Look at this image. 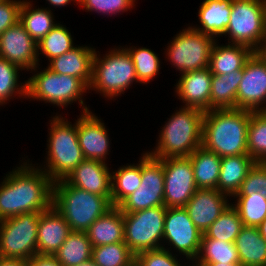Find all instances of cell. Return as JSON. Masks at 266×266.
Wrapping results in <instances>:
<instances>
[{
    "instance_id": "cell-1",
    "label": "cell",
    "mask_w": 266,
    "mask_h": 266,
    "mask_svg": "<svg viewBox=\"0 0 266 266\" xmlns=\"http://www.w3.org/2000/svg\"><path fill=\"white\" fill-rule=\"evenodd\" d=\"M24 162L0 185V220L23 213H41L52 206L53 181L39 167Z\"/></svg>"
},
{
    "instance_id": "cell-2",
    "label": "cell",
    "mask_w": 266,
    "mask_h": 266,
    "mask_svg": "<svg viewBox=\"0 0 266 266\" xmlns=\"http://www.w3.org/2000/svg\"><path fill=\"white\" fill-rule=\"evenodd\" d=\"M250 115L251 111L237 108L205 111L202 146L220 157L248 155Z\"/></svg>"
},
{
    "instance_id": "cell-3",
    "label": "cell",
    "mask_w": 266,
    "mask_h": 266,
    "mask_svg": "<svg viewBox=\"0 0 266 266\" xmlns=\"http://www.w3.org/2000/svg\"><path fill=\"white\" fill-rule=\"evenodd\" d=\"M203 116L198 108H179L162 127L155 150L147 153L156 159L188 157L202 146Z\"/></svg>"
},
{
    "instance_id": "cell-4",
    "label": "cell",
    "mask_w": 266,
    "mask_h": 266,
    "mask_svg": "<svg viewBox=\"0 0 266 266\" xmlns=\"http://www.w3.org/2000/svg\"><path fill=\"white\" fill-rule=\"evenodd\" d=\"M52 206L63 216L72 231L86 232L113 206L103 197L70 185L65 179L53 183Z\"/></svg>"
},
{
    "instance_id": "cell-5",
    "label": "cell",
    "mask_w": 266,
    "mask_h": 266,
    "mask_svg": "<svg viewBox=\"0 0 266 266\" xmlns=\"http://www.w3.org/2000/svg\"><path fill=\"white\" fill-rule=\"evenodd\" d=\"M50 122L47 166L42 170L55 182L66 179L85 158L78 141L77 120L72 125L55 115Z\"/></svg>"
},
{
    "instance_id": "cell-6",
    "label": "cell",
    "mask_w": 266,
    "mask_h": 266,
    "mask_svg": "<svg viewBox=\"0 0 266 266\" xmlns=\"http://www.w3.org/2000/svg\"><path fill=\"white\" fill-rule=\"evenodd\" d=\"M99 57L100 54L95 51L88 90H97L105 98L113 99L125 92L134 81L138 82L134 63L125 48L111 49L104 58Z\"/></svg>"
},
{
    "instance_id": "cell-7",
    "label": "cell",
    "mask_w": 266,
    "mask_h": 266,
    "mask_svg": "<svg viewBox=\"0 0 266 266\" xmlns=\"http://www.w3.org/2000/svg\"><path fill=\"white\" fill-rule=\"evenodd\" d=\"M87 89L88 87L80 79L54 73L49 68L38 73L36 71V74L26 80V96L29 99H39L61 108L78 100L81 107L83 106V113L89 111V108L84 106L82 97Z\"/></svg>"
},
{
    "instance_id": "cell-8",
    "label": "cell",
    "mask_w": 266,
    "mask_h": 266,
    "mask_svg": "<svg viewBox=\"0 0 266 266\" xmlns=\"http://www.w3.org/2000/svg\"><path fill=\"white\" fill-rule=\"evenodd\" d=\"M231 9L224 33L228 43L246 45L255 52L266 37L265 0H232Z\"/></svg>"
},
{
    "instance_id": "cell-9",
    "label": "cell",
    "mask_w": 266,
    "mask_h": 266,
    "mask_svg": "<svg viewBox=\"0 0 266 266\" xmlns=\"http://www.w3.org/2000/svg\"><path fill=\"white\" fill-rule=\"evenodd\" d=\"M167 208L157 206L133 213H123L124 242L136 256L163 247L164 221Z\"/></svg>"
},
{
    "instance_id": "cell-10",
    "label": "cell",
    "mask_w": 266,
    "mask_h": 266,
    "mask_svg": "<svg viewBox=\"0 0 266 266\" xmlns=\"http://www.w3.org/2000/svg\"><path fill=\"white\" fill-rule=\"evenodd\" d=\"M39 218L29 212L0 220V257L29 260L37 254Z\"/></svg>"
},
{
    "instance_id": "cell-11",
    "label": "cell",
    "mask_w": 266,
    "mask_h": 266,
    "mask_svg": "<svg viewBox=\"0 0 266 266\" xmlns=\"http://www.w3.org/2000/svg\"><path fill=\"white\" fill-rule=\"evenodd\" d=\"M216 39L192 28L180 31L167 48V59L181 74L209 68L210 55Z\"/></svg>"
},
{
    "instance_id": "cell-12",
    "label": "cell",
    "mask_w": 266,
    "mask_h": 266,
    "mask_svg": "<svg viewBox=\"0 0 266 266\" xmlns=\"http://www.w3.org/2000/svg\"><path fill=\"white\" fill-rule=\"evenodd\" d=\"M141 185L117 207L122 213H133L157 206H164L163 159L142 155Z\"/></svg>"
},
{
    "instance_id": "cell-13",
    "label": "cell",
    "mask_w": 266,
    "mask_h": 266,
    "mask_svg": "<svg viewBox=\"0 0 266 266\" xmlns=\"http://www.w3.org/2000/svg\"><path fill=\"white\" fill-rule=\"evenodd\" d=\"M164 206L166 208L185 207L195 191L192 163L189 157L163 159Z\"/></svg>"
},
{
    "instance_id": "cell-14",
    "label": "cell",
    "mask_w": 266,
    "mask_h": 266,
    "mask_svg": "<svg viewBox=\"0 0 266 266\" xmlns=\"http://www.w3.org/2000/svg\"><path fill=\"white\" fill-rule=\"evenodd\" d=\"M202 232L194 225L184 207L167 208L163 240L169 242L180 254L185 255L189 261L197 258Z\"/></svg>"
},
{
    "instance_id": "cell-15",
    "label": "cell",
    "mask_w": 266,
    "mask_h": 266,
    "mask_svg": "<svg viewBox=\"0 0 266 266\" xmlns=\"http://www.w3.org/2000/svg\"><path fill=\"white\" fill-rule=\"evenodd\" d=\"M264 104H266V63L254 52L242 69V80L237 89L236 108L266 111Z\"/></svg>"
},
{
    "instance_id": "cell-16",
    "label": "cell",
    "mask_w": 266,
    "mask_h": 266,
    "mask_svg": "<svg viewBox=\"0 0 266 266\" xmlns=\"http://www.w3.org/2000/svg\"><path fill=\"white\" fill-rule=\"evenodd\" d=\"M38 44L18 21L0 35V57L19 66L22 70H37Z\"/></svg>"
},
{
    "instance_id": "cell-17",
    "label": "cell",
    "mask_w": 266,
    "mask_h": 266,
    "mask_svg": "<svg viewBox=\"0 0 266 266\" xmlns=\"http://www.w3.org/2000/svg\"><path fill=\"white\" fill-rule=\"evenodd\" d=\"M227 197L218 189H197L185 205L189 218L202 234L230 205Z\"/></svg>"
},
{
    "instance_id": "cell-18",
    "label": "cell",
    "mask_w": 266,
    "mask_h": 266,
    "mask_svg": "<svg viewBox=\"0 0 266 266\" xmlns=\"http://www.w3.org/2000/svg\"><path fill=\"white\" fill-rule=\"evenodd\" d=\"M77 135L85 159L105 162L106 155L109 154L110 139L101 119L91 111L82 112L77 119Z\"/></svg>"
},
{
    "instance_id": "cell-19",
    "label": "cell",
    "mask_w": 266,
    "mask_h": 266,
    "mask_svg": "<svg viewBox=\"0 0 266 266\" xmlns=\"http://www.w3.org/2000/svg\"><path fill=\"white\" fill-rule=\"evenodd\" d=\"M65 180L89 193L111 197V172L105 162L84 159Z\"/></svg>"
},
{
    "instance_id": "cell-20",
    "label": "cell",
    "mask_w": 266,
    "mask_h": 266,
    "mask_svg": "<svg viewBox=\"0 0 266 266\" xmlns=\"http://www.w3.org/2000/svg\"><path fill=\"white\" fill-rule=\"evenodd\" d=\"M211 78L209 68L182 73L175 92L185 107L210 110Z\"/></svg>"
},
{
    "instance_id": "cell-21",
    "label": "cell",
    "mask_w": 266,
    "mask_h": 266,
    "mask_svg": "<svg viewBox=\"0 0 266 266\" xmlns=\"http://www.w3.org/2000/svg\"><path fill=\"white\" fill-rule=\"evenodd\" d=\"M72 232L63 216L51 206L40 213L37 254L54 255Z\"/></svg>"
},
{
    "instance_id": "cell-22",
    "label": "cell",
    "mask_w": 266,
    "mask_h": 266,
    "mask_svg": "<svg viewBox=\"0 0 266 266\" xmlns=\"http://www.w3.org/2000/svg\"><path fill=\"white\" fill-rule=\"evenodd\" d=\"M94 54L95 49L92 47L76 46L50 60L47 68L57 74L74 76L89 87Z\"/></svg>"
},
{
    "instance_id": "cell-23",
    "label": "cell",
    "mask_w": 266,
    "mask_h": 266,
    "mask_svg": "<svg viewBox=\"0 0 266 266\" xmlns=\"http://www.w3.org/2000/svg\"><path fill=\"white\" fill-rule=\"evenodd\" d=\"M215 41L211 50L209 69L212 75L241 71L254 51L242 44L218 45Z\"/></svg>"
},
{
    "instance_id": "cell-24",
    "label": "cell",
    "mask_w": 266,
    "mask_h": 266,
    "mask_svg": "<svg viewBox=\"0 0 266 266\" xmlns=\"http://www.w3.org/2000/svg\"><path fill=\"white\" fill-rule=\"evenodd\" d=\"M92 247L124 242L123 213L113 206L99 217L86 231Z\"/></svg>"
},
{
    "instance_id": "cell-25",
    "label": "cell",
    "mask_w": 266,
    "mask_h": 266,
    "mask_svg": "<svg viewBox=\"0 0 266 266\" xmlns=\"http://www.w3.org/2000/svg\"><path fill=\"white\" fill-rule=\"evenodd\" d=\"M232 0H205L199 6L200 27H192L213 38L224 35L230 21Z\"/></svg>"
},
{
    "instance_id": "cell-26",
    "label": "cell",
    "mask_w": 266,
    "mask_h": 266,
    "mask_svg": "<svg viewBox=\"0 0 266 266\" xmlns=\"http://www.w3.org/2000/svg\"><path fill=\"white\" fill-rule=\"evenodd\" d=\"M254 164L255 161L249 155L221 157L218 190L229 197L234 196Z\"/></svg>"
},
{
    "instance_id": "cell-27",
    "label": "cell",
    "mask_w": 266,
    "mask_h": 266,
    "mask_svg": "<svg viewBox=\"0 0 266 266\" xmlns=\"http://www.w3.org/2000/svg\"><path fill=\"white\" fill-rule=\"evenodd\" d=\"M198 189H218L221 157L205 149H195L189 156Z\"/></svg>"
},
{
    "instance_id": "cell-28",
    "label": "cell",
    "mask_w": 266,
    "mask_h": 266,
    "mask_svg": "<svg viewBox=\"0 0 266 266\" xmlns=\"http://www.w3.org/2000/svg\"><path fill=\"white\" fill-rule=\"evenodd\" d=\"M234 244L243 266H266V241L257 227L243 226Z\"/></svg>"
},
{
    "instance_id": "cell-29",
    "label": "cell",
    "mask_w": 266,
    "mask_h": 266,
    "mask_svg": "<svg viewBox=\"0 0 266 266\" xmlns=\"http://www.w3.org/2000/svg\"><path fill=\"white\" fill-rule=\"evenodd\" d=\"M242 80V70L229 74L212 75L210 110L236 108L237 89Z\"/></svg>"
},
{
    "instance_id": "cell-30",
    "label": "cell",
    "mask_w": 266,
    "mask_h": 266,
    "mask_svg": "<svg viewBox=\"0 0 266 266\" xmlns=\"http://www.w3.org/2000/svg\"><path fill=\"white\" fill-rule=\"evenodd\" d=\"M140 163L119 167L111 172V204L118 206L126 197L141 185L142 157Z\"/></svg>"
},
{
    "instance_id": "cell-31",
    "label": "cell",
    "mask_w": 266,
    "mask_h": 266,
    "mask_svg": "<svg viewBox=\"0 0 266 266\" xmlns=\"http://www.w3.org/2000/svg\"><path fill=\"white\" fill-rule=\"evenodd\" d=\"M62 266H76L92 258V245L86 232L72 231L54 254Z\"/></svg>"
},
{
    "instance_id": "cell-32",
    "label": "cell",
    "mask_w": 266,
    "mask_h": 266,
    "mask_svg": "<svg viewBox=\"0 0 266 266\" xmlns=\"http://www.w3.org/2000/svg\"><path fill=\"white\" fill-rule=\"evenodd\" d=\"M53 20L50 9H33L31 2L23 0L19 21L37 43L57 24Z\"/></svg>"
},
{
    "instance_id": "cell-33",
    "label": "cell",
    "mask_w": 266,
    "mask_h": 266,
    "mask_svg": "<svg viewBox=\"0 0 266 266\" xmlns=\"http://www.w3.org/2000/svg\"><path fill=\"white\" fill-rule=\"evenodd\" d=\"M194 263L240 262L233 242L220 241L202 235L200 250Z\"/></svg>"
},
{
    "instance_id": "cell-34",
    "label": "cell",
    "mask_w": 266,
    "mask_h": 266,
    "mask_svg": "<svg viewBox=\"0 0 266 266\" xmlns=\"http://www.w3.org/2000/svg\"><path fill=\"white\" fill-rule=\"evenodd\" d=\"M247 149L255 162L266 163V111H251Z\"/></svg>"
},
{
    "instance_id": "cell-35",
    "label": "cell",
    "mask_w": 266,
    "mask_h": 266,
    "mask_svg": "<svg viewBox=\"0 0 266 266\" xmlns=\"http://www.w3.org/2000/svg\"><path fill=\"white\" fill-rule=\"evenodd\" d=\"M242 227L243 223L237 209L233 204H230L218 219L204 232V235L207 238L234 243Z\"/></svg>"
},
{
    "instance_id": "cell-36",
    "label": "cell",
    "mask_w": 266,
    "mask_h": 266,
    "mask_svg": "<svg viewBox=\"0 0 266 266\" xmlns=\"http://www.w3.org/2000/svg\"><path fill=\"white\" fill-rule=\"evenodd\" d=\"M233 205L242 220L243 226L258 227L266 218V198L258 192L251 195H234Z\"/></svg>"
},
{
    "instance_id": "cell-37",
    "label": "cell",
    "mask_w": 266,
    "mask_h": 266,
    "mask_svg": "<svg viewBox=\"0 0 266 266\" xmlns=\"http://www.w3.org/2000/svg\"><path fill=\"white\" fill-rule=\"evenodd\" d=\"M92 259L98 266H132L135 255L125 242L92 247Z\"/></svg>"
},
{
    "instance_id": "cell-38",
    "label": "cell",
    "mask_w": 266,
    "mask_h": 266,
    "mask_svg": "<svg viewBox=\"0 0 266 266\" xmlns=\"http://www.w3.org/2000/svg\"><path fill=\"white\" fill-rule=\"evenodd\" d=\"M37 44L38 51L48 57L49 61L74 47L71 33L60 23L56 24Z\"/></svg>"
},
{
    "instance_id": "cell-39",
    "label": "cell",
    "mask_w": 266,
    "mask_h": 266,
    "mask_svg": "<svg viewBox=\"0 0 266 266\" xmlns=\"http://www.w3.org/2000/svg\"><path fill=\"white\" fill-rule=\"evenodd\" d=\"M134 63L137 80L139 83H149L160 68V60L154 51L145 47L125 48Z\"/></svg>"
},
{
    "instance_id": "cell-40",
    "label": "cell",
    "mask_w": 266,
    "mask_h": 266,
    "mask_svg": "<svg viewBox=\"0 0 266 266\" xmlns=\"http://www.w3.org/2000/svg\"><path fill=\"white\" fill-rule=\"evenodd\" d=\"M19 70L22 71L19 66L0 57V105L9 101L12 95L17 96V93L26 97V81L18 84Z\"/></svg>"
},
{
    "instance_id": "cell-41",
    "label": "cell",
    "mask_w": 266,
    "mask_h": 266,
    "mask_svg": "<svg viewBox=\"0 0 266 266\" xmlns=\"http://www.w3.org/2000/svg\"><path fill=\"white\" fill-rule=\"evenodd\" d=\"M256 192L266 198V163L263 162H255L235 195H251Z\"/></svg>"
},
{
    "instance_id": "cell-42",
    "label": "cell",
    "mask_w": 266,
    "mask_h": 266,
    "mask_svg": "<svg viewBox=\"0 0 266 266\" xmlns=\"http://www.w3.org/2000/svg\"><path fill=\"white\" fill-rule=\"evenodd\" d=\"M168 248L161 247L138 253L135 256L136 266H182Z\"/></svg>"
},
{
    "instance_id": "cell-43",
    "label": "cell",
    "mask_w": 266,
    "mask_h": 266,
    "mask_svg": "<svg viewBox=\"0 0 266 266\" xmlns=\"http://www.w3.org/2000/svg\"><path fill=\"white\" fill-rule=\"evenodd\" d=\"M136 0H79V5L88 11L104 15L126 12L134 6Z\"/></svg>"
},
{
    "instance_id": "cell-44",
    "label": "cell",
    "mask_w": 266,
    "mask_h": 266,
    "mask_svg": "<svg viewBox=\"0 0 266 266\" xmlns=\"http://www.w3.org/2000/svg\"><path fill=\"white\" fill-rule=\"evenodd\" d=\"M23 1L2 0L0 2V35L19 21Z\"/></svg>"
},
{
    "instance_id": "cell-45",
    "label": "cell",
    "mask_w": 266,
    "mask_h": 266,
    "mask_svg": "<svg viewBox=\"0 0 266 266\" xmlns=\"http://www.w3.org/2000/svg\"><path fill=\"white\" fill-rule=\"evenodd\" d=\"M28 266H62L54 255L35 254L28 260Z\"/></svg>"
},
{
    "instance_id": "cell-46",
    "label": "cell",
    "mask_w": 266,
    "mask_h": 266,
    "mask_svg": "<svg viewBox=\"0 0 266 266\" xmlns=\"http://www.w3.org/2000/svg\"><path fill=\"white\" fill-rule=\"evenodd\" d=\"M0 266H28V260L21 258L0 257Z\"/></svg>"
},
{
    "instance_id": "cell-47",
    "label": "cell",
    "mask_w": 266,
    "mask_h": 266,
    "mask_svg": "<svg viewBox=\"0 0 266 266\" xmlns=\"http://www.w3.org/2000/svg\"><path fill=\"white\" fill-rule=\"evenodd\" d=\"M255 53L266 63V37L263 39L260 47Z\"/></svg>"
},
{
    "instance_id": "cell-48",
    "label": "cell",
    "mask_w": 266,
    "mask_h": 266,
    "mask_svg": "<svg viewBox=\"0 0 266 266\" xmlns=\"http://www.w3.org/2000/svg\"><path fill=\"white\" fill-rule=\"evenodd\" d=\"M199 266H243L240 262L232 263H195Z\"/></svg>"
},
{
    "instance_id": "cell-49",
    "label": "cell",
    "mask_w": 266,
    "mask_h": 266,
    "mask_svg": "<svg viewBox=\"0 0 266 266\" xmlns=\"http://www.w3.org/2000/svg\"><path fill=\"white\" fill-rule=\"evenodd\" d=\"M50 3V5L54 6V7H61V6H66L68 5V3L70 1H76V2H79V0H46Z\"/></svg>"
},
{
    "instance_id": "cell-50",
    "label": "cell",
    "mask_w": 266,
    "mask_h": 266,
    "mask_svg": "<svg viewBox=\"0 0 266 266\" xmlns=\"http://www.w3.org/2000/svg\"><path fill=\"white\" fill-rule=\"evenodd\" d=\"M261 237L266 241V218L262 223L257 227Z\"/></svg>"
},
{
    "instance_id": "cell-51",
    "label": "cell",
    "mask_w": 266,
    "mask_h": 266,
    "mask_svg": "<svg viewBox=\"0 0 266 266\" xmlns=\"http://www.w3.org/2000/svg\"><path fill=\"white\" fill-rule=\"evenodd\" d=\"M76 266H98L95 262H94V260L91 258V259H89V260H87V261H85V262H82V263H80V264H78V265H76Z\"/></svg>"
},
{
    "instance_id": "cell-52",
    "label": "cell",
    "mask_w": 266,
    "mask_h": 266,
    "mask_svg": "<svg viewBox=\"0 0 266 266\" xmlns=\"http://www.w3.org/2000/svg\"><path fill=\"white\" fill-rule=\"evenodd\" d=\"M190 263H192V265H191V266H199V265H196V264H194L193 262H190Z\"/></svg>"
}]
</instances>
